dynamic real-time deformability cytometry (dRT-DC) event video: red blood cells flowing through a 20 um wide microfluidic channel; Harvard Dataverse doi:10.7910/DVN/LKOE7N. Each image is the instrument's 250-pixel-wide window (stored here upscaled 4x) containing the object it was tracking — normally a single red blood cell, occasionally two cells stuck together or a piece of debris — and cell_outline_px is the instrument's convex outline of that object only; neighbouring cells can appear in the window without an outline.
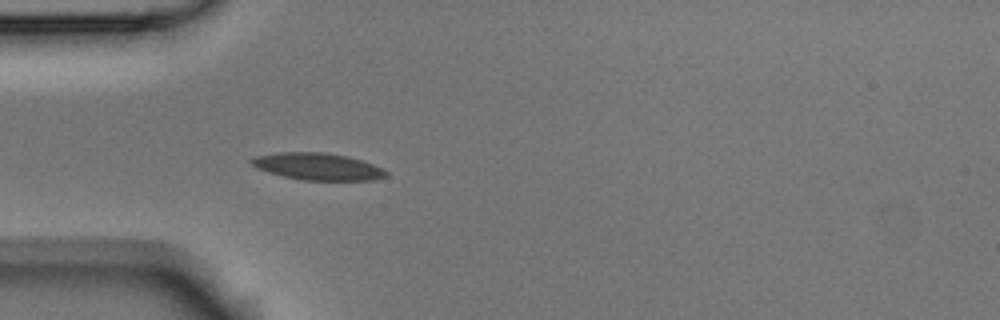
{"species": "Egyptian fruit bat (a non-hibernating species)", "species_latin": "Rousettus aegyptiacus", "temperature_condition": "room temperature", "stored_images_in_passage": 4, "camera_frame_rate_fps": 3000, "um_per_image_px": 0.085, "animal": {"sex": "male"}, "frame": {"image": 1, "passage_image": 4, "time_ms": 1.0, "image_size_px": [1000, 320], "cell_outline_px": [[388, 176], [376, 180], [304, 180], [284, 176], [268, 172], [256, 168], [248, 160], [256, 156], [280, 152], [324, 152], [348, 156], [384, 168], [388, 172]], "centroid_in_image_um": [27.03, 14.15], "position_along_channel_um": 58.0, "area_um2": 21.21}}